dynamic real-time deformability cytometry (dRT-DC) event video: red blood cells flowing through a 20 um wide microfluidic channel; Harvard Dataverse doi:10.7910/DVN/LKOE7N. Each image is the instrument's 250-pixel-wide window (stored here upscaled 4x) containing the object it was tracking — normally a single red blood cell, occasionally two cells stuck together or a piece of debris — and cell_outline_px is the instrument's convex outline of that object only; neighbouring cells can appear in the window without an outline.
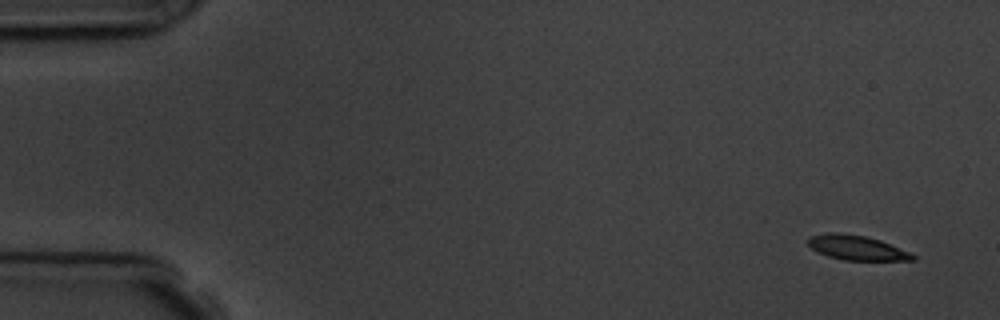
{"species": "common noctule bat (a hibernating species)", "species_latin": "Nyctalus noctula", "temperature_condition": "room temperature", "stored_images_in_passage": 5, "camera_frame_rate_fps": 3000, "um_per_image_px": 0.085, "animal": {"sex": "male", "body_mass_g": 19.5, "forearm_length_mm": 54.6}, "frame": {"image": 1, "passage_image": 1, "time_ms": 0.0, "image_size_px": [1000, 320], "cell_outline_px": [[916, 260], [844, 260], [828, 256], [816, 252], [808, 244], [808, 236], [828, 232], [840, 232], [864, 236], [880, 240], [908, 252], [916, 256]], "centroid_in_image_um": [72.76, 21.05], "position_along_channel_um": 12.2, "area_um2": 14.97}}
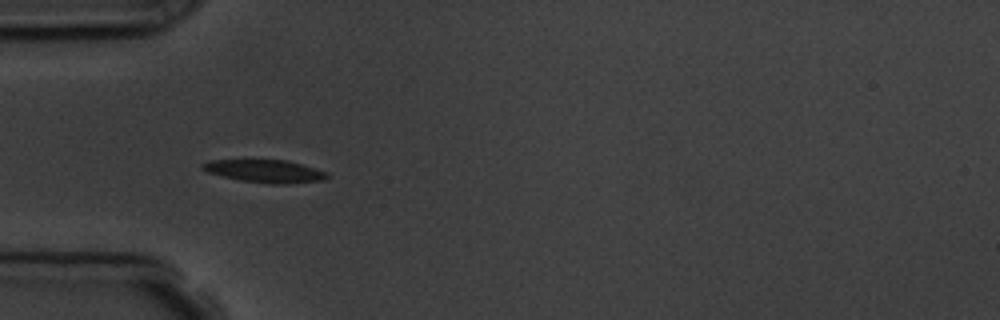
{"frame": {"image": 2, "passage_image": 4, "time_ms": 4.667, "image_size_px": [1000, 320], "cell_outline_px": [[328, 176], [324, 180], [288, 184], [272, 184], [240, 180], [208, 172], [200, 168], [200, 164], [208, 160], [288, 160], [324, 172]], "centroid_in_image_um": [22.47, 14.54], "position_along_channel_um": 62.5, "area_um2": 16.3}}